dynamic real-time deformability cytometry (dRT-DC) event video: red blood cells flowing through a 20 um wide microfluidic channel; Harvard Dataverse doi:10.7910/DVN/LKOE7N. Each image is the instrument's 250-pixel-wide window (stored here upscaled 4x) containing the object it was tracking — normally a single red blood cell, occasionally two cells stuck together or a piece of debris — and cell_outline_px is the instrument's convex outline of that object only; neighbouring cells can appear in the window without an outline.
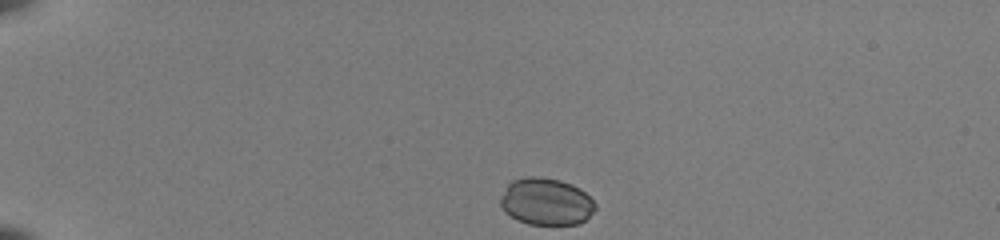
{"species": "common noctule bat (a hibernating species)", "species_latin": "Nyctalus noctula", "temperature_condition": "room temperature", "stored_images_in_passage": 27, "camera_frame_rate_fps": 3000, "um_per_image_px": 0.085, "animal": {"sex": "female", "body_mass_g": 22.0, "forearm_length_mm": 56.7}, "frame": {"image": 1, "passage_image": 1, "time_ms": 0.0, "image_size_px": [1000, 240], "cell_outline_px": [[596, 208], [580, 224], [528, 224], [516, 220], [504, 212], [500, 204], [500, 196], [508, 184], [512, 180], [524, 176], [536, 176], [560, 180], [572, 184], [580, 188], [596, 204]], "centroid_in_image_um": [46.38, 17.13], "position_along_channel_um": 38.6, "area_um2": 26.13}}
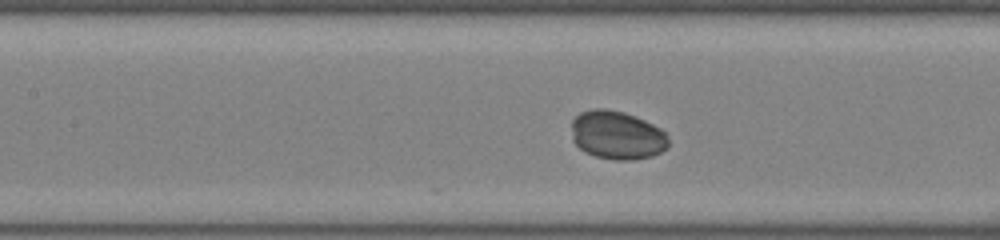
{"frame": {"image": 2, "passage_image": 15, "time_ms": 4.667, "image_size_px": [1000, 240], "cell_outline_px": [[668, 148], [652, 156], [632, 160], [612, 160], [596, 156], [584, 152], [572, 140], [572, 120], [580, 112], [592, 108], [604, 108], [624, 112], [636, 116], [660, 128], [668, 136]], "centroid_in_image_um": [52.44, 11.48], "position_along_channel_um": 155.0, "area_um2": 27.63}}
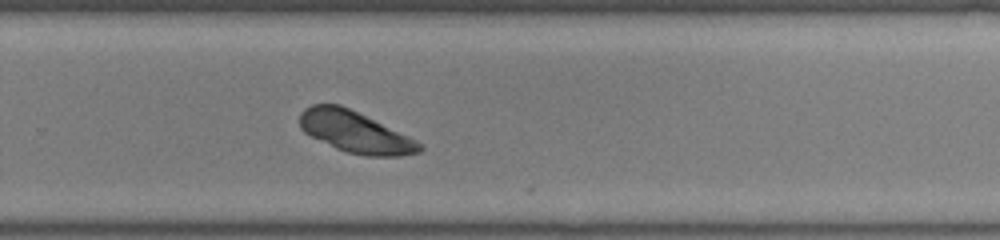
{"frame": {"image": 3, "passage_image": 26, "time_ms": 8.333, "image_size_px": [1000, 240], "cell_outline_px": [[424, 148], [420, 152], [400, 156], [364, 156], [348, 152], [336, 148], [304, 132], [300, 128], [300, 112], [304, 108], [312, 104], [340, 104], [416, 140], [424, 144]], "centroid_in_image_um": [30.19, 11.22], "position_along_channel_um": 299.6, "area_um2": 28.55}}